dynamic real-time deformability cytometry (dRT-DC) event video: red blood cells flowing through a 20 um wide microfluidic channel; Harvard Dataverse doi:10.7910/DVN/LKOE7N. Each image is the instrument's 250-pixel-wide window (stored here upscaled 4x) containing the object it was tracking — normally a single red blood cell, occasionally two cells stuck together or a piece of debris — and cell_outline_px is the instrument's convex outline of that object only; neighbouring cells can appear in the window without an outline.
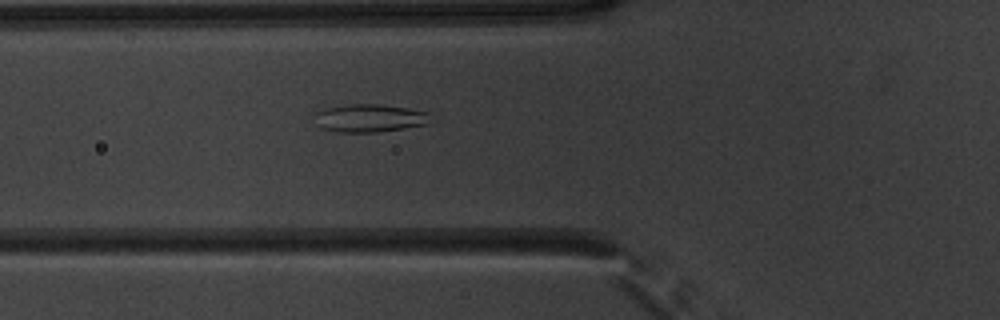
{"species": "common noctule bat (a hibernating species)", "species_latin": "Nyctalus noctula", "temperature_condition": "warm", "stored_images_in_passage": 50, "camera_frame_rate_fps": 3000, "um_per_image_px": 0.085, "animal": {"sex": "male", "body_mass_g": 20.1, "forearm_length_mm": 53.5}, "frame": {"image": 1, "passage_image": 18, "time_ms": 5.667, "image_size_px": [1000, 320], "cell_outline_px": [[432, 112], [428, 124], [404, 128], [376, 132], [336, 132], [320, 128], [316, 112], [324, 108], [348, 104], [376, 104]], "centroid_in_image_um": [31.45, 10.04], "position_along_channel_um": 94.4, "area_um2": 18.73}}
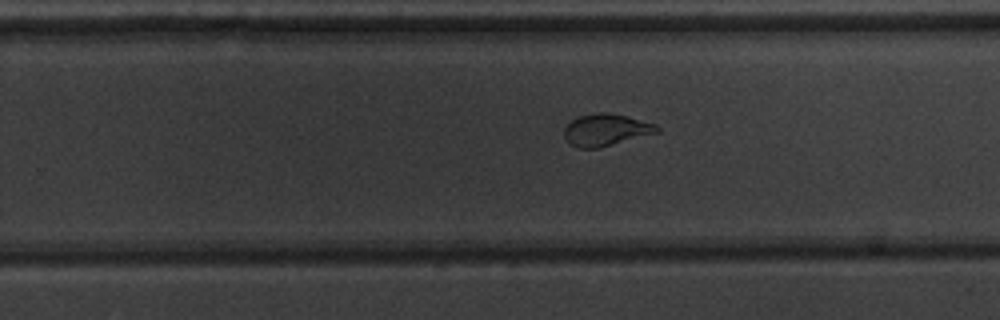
{"frame": {"image": 2, "passage_image": 32, "time_ms": 10.333, "image_size_px": [1000, 320], "cell_outline_px": [[660, 132], [600, 148], [576, 148], [568, 144], [564, 136], [564, 128], [572, 120], [580, 116], [596, 112], [608, 112], [656, 124], [660, 128]], "centroid_in_image_um": [51.49, 11.06], "position_along_channel_um": 278.3, "area_um2": 17.4}}
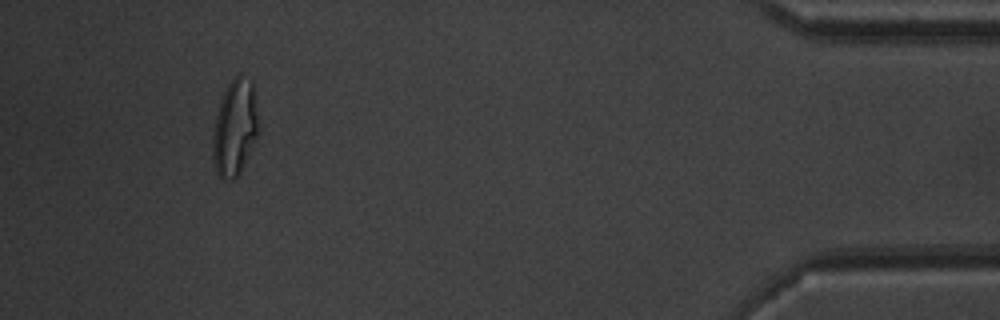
{"frame": {"image": 3, "passage_image": 47, "time_ms": 15.333, "image_size_px": [1000, 320], "cell_outline_px": [[260, 132], [240, 172], [232, 180], [224, 180], [216, 172], [212, 156], [212, 140], [216, 116], [224, 92], [228, 84], [240, 72], [252, 80]], "centroid_in_image_um": [19.98, 10.86], "position_along_channel_um": 415.2, "area_um2": 25.72}, "authors_computed_cell_mechanics": {"area_um2": 20.8369, "velocity_mm_per_s": 3.9371, "shape_relaxation_time_tau1_ms": 5.0572, "shape_relaxation_time_tau2_ms": 0.9188, "deformation_change_tau1": 0.2029, "deformation_change_tau2": 0.069}}